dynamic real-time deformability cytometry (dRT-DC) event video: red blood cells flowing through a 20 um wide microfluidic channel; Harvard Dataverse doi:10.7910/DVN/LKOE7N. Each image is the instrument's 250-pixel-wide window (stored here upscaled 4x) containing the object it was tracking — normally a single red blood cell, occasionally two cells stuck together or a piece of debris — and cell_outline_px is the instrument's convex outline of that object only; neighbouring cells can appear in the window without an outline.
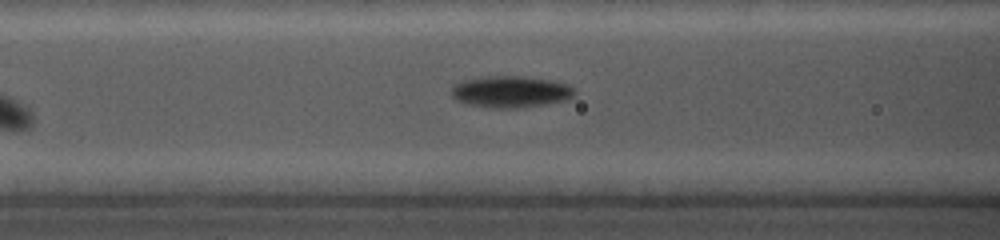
{"species": "common noctule bat (a hibernating species)", "species_latin": "Nyctalus noctula", "temperature_condition": "cold", "stored_images_in_passage": 9, "camera_frame_rate_fps": 5000, "um_per_image_px": 0.085, "animal": {"sex": "female", "body_mass_g": 19.0, "forearm_length_mm": 56.7}, "frame": {"image": 1, "passage_image": 9, "time_ms": 8.0, "image_size_px": [1000, 240], "cell_outline_px": [[576, 92], [572, 96], [564, 100], [544, 104], [516, 108], [488, 108], [468, 104], [456, 100], [452, 96], [452, 88], [456, 84], [464, 80], [480, 76], [524, 76], [548, 80], [568, 84], [576, 88]], "centroid_in_image_um": [43.39, 7.79], "position_along_channel_um": 123.2, "area_um2": 22.66}}